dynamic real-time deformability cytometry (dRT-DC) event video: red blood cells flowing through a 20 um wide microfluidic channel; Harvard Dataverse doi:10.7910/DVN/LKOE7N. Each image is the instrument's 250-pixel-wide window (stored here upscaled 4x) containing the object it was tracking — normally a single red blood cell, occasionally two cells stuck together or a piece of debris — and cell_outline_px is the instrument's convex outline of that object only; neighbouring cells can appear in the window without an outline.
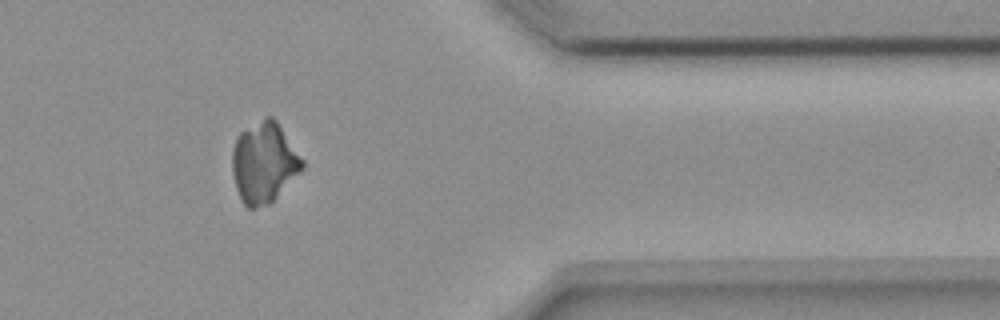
{"species": "common noctule bat (a hibernating species)", "species_latin": "Nyctalus noctula", "temperature_condition": "room temperature", "stored_images_in_passage": 47, "camera_frame_rate_fps": 3000, "um_per_image_px": 0.085, "animal": {"sex": "female", "body_mass_g": 18.4}, "frame": {"image": 1, "passage_image": 37, "time_ms": 12.0, "image_size_px": [1000, 320], "cell_outline_px": [[304, 168], [268, 204], [256, 208], [248, 208], [244, 204], [236, 188], [232, 172], [232, 148], [236, 136], [240, 132], [264, 116], [272, 116], [276, 120], [304, 160]], "centroid_in_image_um": [22.42, 13.78], "position_along_channel_um": 389.0, "area_um2": 32.83}}
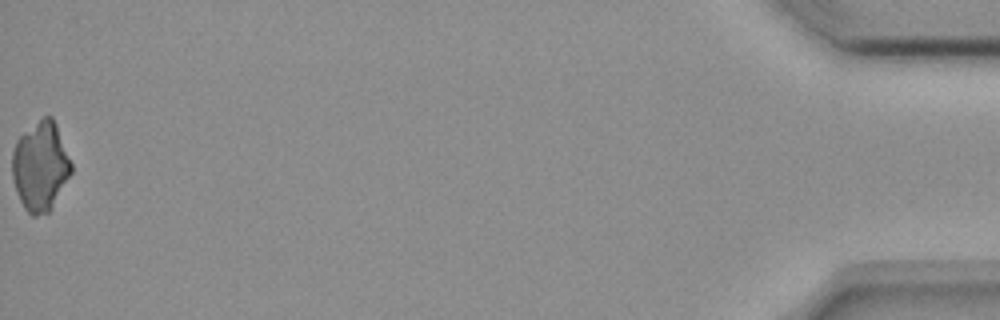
{"frame": {"image": 2, "passage_image": 47, "time_ms": 15.333, "image_size_px": [1000, 320], "cell_outline_px": [[72, 172], [48, 212], [36, 216], [32, 216], [24, 208], [16, 192], [12, 176], [12, 152], [16, 140], [24, 132], [44, 116], [52, 116], [56, 124], [72, 164]], "centroid_in_image_um": [3.42, 14.13], "position_along_channel_um": 431.8, "area_um2": 30.4}}